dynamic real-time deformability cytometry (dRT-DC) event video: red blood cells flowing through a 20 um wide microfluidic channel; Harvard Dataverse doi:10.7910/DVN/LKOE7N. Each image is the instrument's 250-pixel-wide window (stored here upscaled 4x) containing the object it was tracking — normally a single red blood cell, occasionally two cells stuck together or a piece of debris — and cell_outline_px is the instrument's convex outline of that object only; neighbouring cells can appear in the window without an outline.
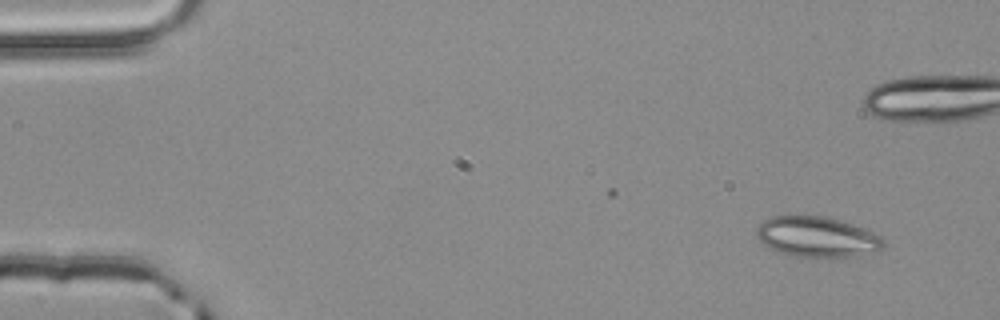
{"species": "common noctule bat (a hibernating species)", "species_latin": "Nyctalus noctula", "temperature_condition": "room temperature", "stored_images_in_passage": 2, "camera_frame_rate_fps": 3000, "um_per_image_px": 0.085, "animal": {"sex": "male", "body_mass_g": 20.4}, "frame": {"image": 1, "passage_image": 2, "time_ms": 0.333, "image_size_px": [1000, 320], "cell_outline_px": [[884, 248], [880, 252], [856, 256], [792, 256], [768, 248], [756, 236], [756, 228], [764, 220], [772, 216], [788, 212], [824, 216], [840, 220], [864, 228], [880, 236], [884, 240]], "centroid_in_image_um": [69.43, 20.09], "position_along_channel_um": 15.6, "area_um2": 30.63}}